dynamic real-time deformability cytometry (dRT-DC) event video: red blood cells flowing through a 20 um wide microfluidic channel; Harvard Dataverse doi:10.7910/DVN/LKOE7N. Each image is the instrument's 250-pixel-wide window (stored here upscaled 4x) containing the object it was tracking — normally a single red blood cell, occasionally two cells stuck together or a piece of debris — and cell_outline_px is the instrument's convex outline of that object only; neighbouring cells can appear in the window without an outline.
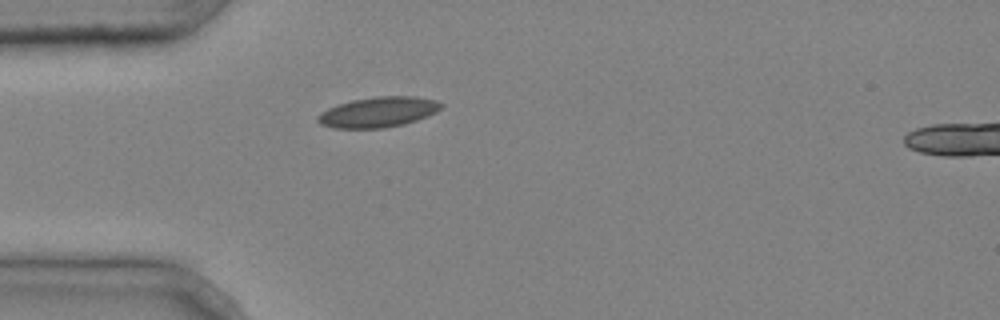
{"species": "common noctule bat (a hibernating species)", "species_latin": "Nyctalus noctula", "temperature_condition": "cold", "stored_images_in_passage": 1, "camera_frame_rate_fps": 3000, "um_per_image_px": 0.085, "animal": {"sex": "male", "body_mass_g": 20.4}, "frame": {"image": 1, "passage_image": 1, "time_ms": 0.0, "image_size_px": [1000, 320], "cell_outline_px": [[444, 104], [436, 112], [428, 116], [404, 124], [384, 128], [332, 128], [320, 124], [316, 120], [316, 116], [320, 112], [328, 108], [352, 100], [376, 96], [416, 96], [436, 100]], "centroid_in_image_um": [32.14, 9.53], "position_along_channel_um": 52.9, "area_um2": 21.91}}